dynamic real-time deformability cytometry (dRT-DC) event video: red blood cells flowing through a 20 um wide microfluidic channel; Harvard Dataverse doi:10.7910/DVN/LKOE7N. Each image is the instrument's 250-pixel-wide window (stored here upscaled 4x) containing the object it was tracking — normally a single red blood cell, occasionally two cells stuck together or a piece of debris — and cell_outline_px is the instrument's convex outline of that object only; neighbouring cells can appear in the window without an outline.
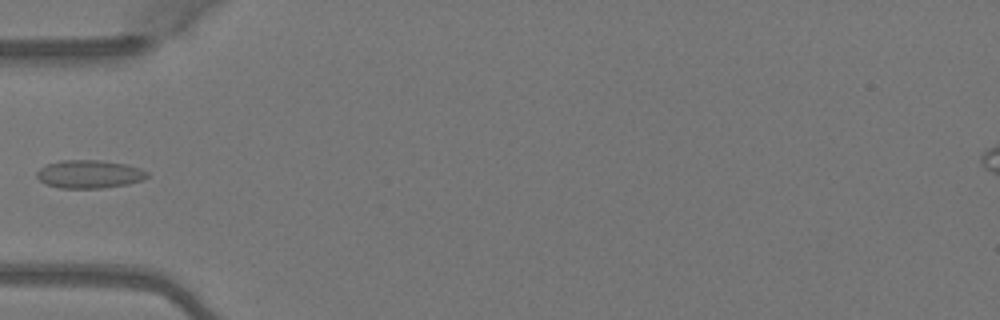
{"species": "Egyptian fruit bat (a non-hibernating species)", "species_latin": "Rousettus aegyptiacus", "temperature_condition": "warm", "stored_images_in_passage": 5, "camera_frame_rate_fps": 3000, "um_per_image_px": 0.085, "animal": {"sex": "female"}, "frame": {"image": 1, "passage_image": 5, "time_ms": 1.333, "image_size_px": [1000, 320], "cell_outline_px": [[148, 176], [144, 180], [128, 184], [100, 188], [60, 188], [48, 184], [40, 180], [36, 176], [36, 172], [40, 168], [48, 164], [60, 160], [104, 160], [128, 164], [140, 168], [148, 172]], "centroid_in_image_um": [7.63, 14.79], "position_along_channel_um": 77.4, "area_um2": 18.21}}